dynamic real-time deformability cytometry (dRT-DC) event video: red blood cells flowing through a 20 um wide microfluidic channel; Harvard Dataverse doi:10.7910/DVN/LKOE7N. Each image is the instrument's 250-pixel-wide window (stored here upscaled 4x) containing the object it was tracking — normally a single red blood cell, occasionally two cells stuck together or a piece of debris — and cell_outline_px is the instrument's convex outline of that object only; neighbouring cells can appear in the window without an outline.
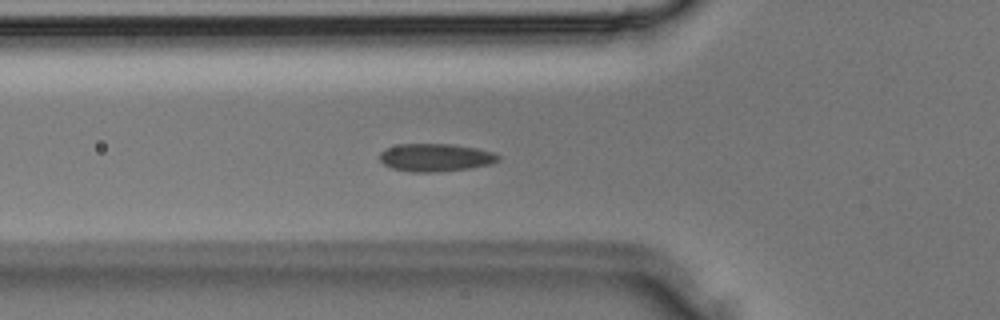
{"species": "Egyptian fruit bat (a non-hibernating species)", "species_latin": "Rousettus aegyptiacus", "temperature_condition": "room temperature", "stored_images_in_passage": 36, "camera_frame_rate_fps": 3000, "um_per_image_px": 0.085, "animal": {"sex": "male"}, "frame": {"image": 1, "passage_image": 12, "time_ms": 3.667, "image_size_px": [1000, 320], "cell_outline_px": [[500, 160], [488, 164], [468, 168], [428, 172], [412, 172], [392, 168], [384, 164], [380, 160], [380, 152], [384, 148], [400, 144], [452, 144], [476, 148], [492, 152], [500, 156]], "centroid_in_image_um": [36.98, 13.37], "position_along_channel_um": 88.8, "area_um2": 19.02}}
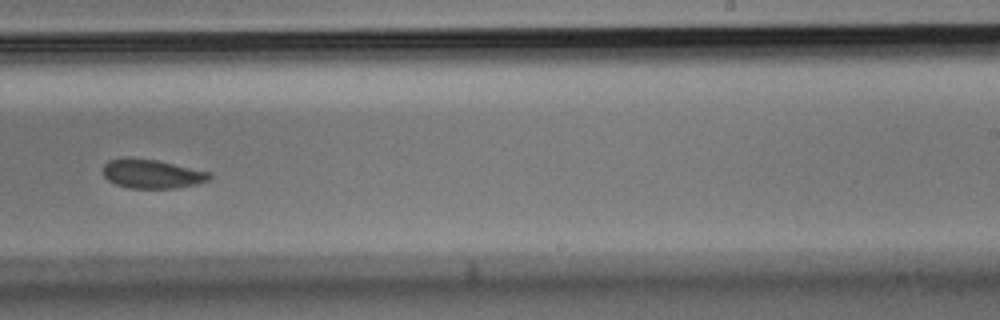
{"frame": {"image": 2, "passage_image": 22, "time_ms": 7.0, "image_size_px": [1000, 320], "cell_outline_px": [[212, 176], [208, 180], [196, 184], [172, 188], [128, 188], [116, 184], [108, 180], [104, 176], [104, 164], [108, 160], [156, 160], [212, 172]], "centroid_in_image_um": [12.97, 14.81], "position_along_channel_um": 276.0, "area_um2": 17.4}}
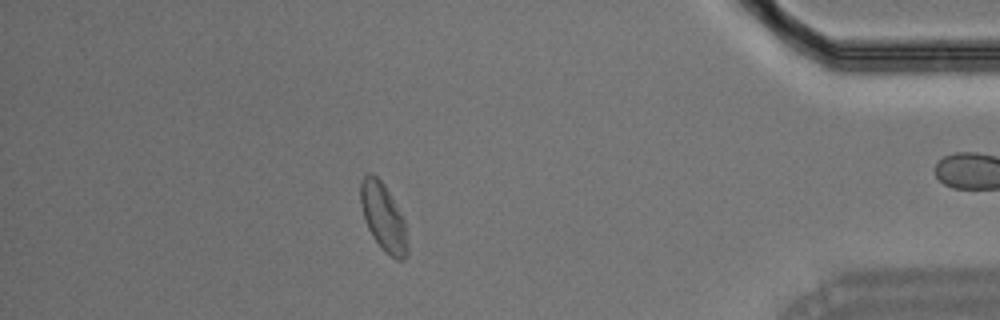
{"frame": {"image": 3, "passage_image": 31, "time_ms": 10.0, "image_size_px": [1000, 320], "cell_outline_px": [[408, 256], [404, 260], [396, 260], [372, 236], [364, 220], [360, 204], [360, 180], [368, 172], [372, 172], [384, 184], [404, 220], [408, 248]], "centroid_in_image_um": [32.56, 18.43], "position_along_channel_um": 402.6, "area_um2": 18.26}}